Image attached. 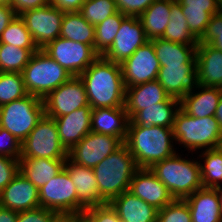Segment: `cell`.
I'll return each mask as SVG.
<instances>
[{
	"label": "cell",
	"instance_id": "obj_41",
	"mask_svg": "<svg viewBox=\"0 0 222 222\" xmlns=\"http://www.w3.org/2000/svg\"><path fill=\"white\" fill-rule=\"evenodd\" d=\"M200 43L209 44L213 48L222 51V15L217 13L211 16Z\"/></svg>",
	"mask_w": 222,
	"mask_h": 222
},
{
	"label": "cell",
	"instance_id": "obj_35",
	"mask_svg": "<svg viewBox=\"0 0 222 222\" xmlns=\"http://www.w3.org/2000/svg\"><path fill=\"white\" fill-rule=\"evenodd\" d=\"M38 50L0 43V72L22 73L33 53Z\"/></svg>",
	"mask_w": 222,
	"mask_h": 222
},
{
	"label": "cell",
	"instance_id": "obj_18",
	"mask_svg": "<svg viewBox=\"0 0 222 222\" xmlns=\"http://www.w3.org/2000/svg\"><path fill=\"white\" fill-rule=\"evenodd\" d=\"M128 191L158 210L174 200L167 187L149 168L135 171Z\"/></svg>",
	"mask_w": 222,
	"mask_h": 222
},
{
	"label": "cell",
	"instance_id": "obj_8",
	"mask_svg": "<svg viewBox=\"0 0 222 222\" xmlns=\"http://www.w3.org/2000/svg\"><path fill=\"white\" fill-rule=\"evenodd\" d=\"M47 158L66 160L68 151L61 144L54 118L43 115L21 143L20 159Z\"/></svg>",
	"mask_w": 222,
	"mask_h": 222
},
{
	"label": "cell",
	"instance_id": "obj_39",
	"mask_svg": "<svg viewBox=\"0 0 222 222\" xmlns=\"http://www.w3.org/2000/svg\"><path fill=\"white\" fill-rule=\"evenodd\" d=\"M117 11L115 0H85L79 13L87 22L96 26Z\"/></svg>",
	"mask_w": 222,
	"mask_h": 222
},
{
	"label": "cell",
	"instance_id": "obj_15",
	"mask_svg": "<svg viewBox=\"0 0 222 222\" xmlns=\"http://www.w3.org/2000/svg\"><path fill=\"white\" fill-rule=\"evenodd\" d=\"M148 40L142 23L136 16H126L120 25L113 44L102 55L105 59L121 64Z\"/></svg>",
	"mask_w": 222,
	"mask_h": 222
},
{
	"label": "cell",
	"instance_id": "obj_51",
	"mask_svg": "<svg viewBox=\"0 0 222 222\" xmlns=\"http://www.w3.org/2000/svg\"><path fill=\"white\" fill-rule=\"evenodd\" d=\"M81 214H57L51 222H74Z\"/></svg>",
	"mask_w": 222,
	"mask_h": 222
},
{
	"label": "cell",
	"instance_id": "obj_50",
	"mask_svg": "<svg viewBox=\"0 0 222 222\" xmlns=\"http://www.w3.org/2000/svg\"><path fill=\"white\" fill-rule=\"evenodd\" d=\"M18 212L0 206V222H16Z\"/></svg>",
	"mask_w": 222,
	"mask_h": 222
},
{
	"label": "cell",
	"instance_id": "obj_16",
	"mask_svg": "<svg viewBox=\"0 0 222 222\" xmlns=\"http://www.w3.org/2000/svg\"><path fill=\"white\" fill-rule=\"evenodd\" d=\"M157 81L170 97L181 100L199 85L196 63L160 66Z\"/></svg>",
	"mask_w": 222,
	"mask_h": 222
},
{
	"label": "cell",
	"instance_id": "obj_46",
	"mask_svg": "<svg viewBox=\"0 0 222 222\" xmlns=\"http://www.w3.org/2000/svg\"><path fill=\"white\" fill-rule=\"evenodd\" d=\"M57 215L55 211L38 207L32 210L18 212L16 222H51Z\"/></svg>",
	"mask_w": 222,
	"mask_h": 222
},
{
	"label": "cell",
	"instance_id": "obj_4",
	"mask_svg": "<svg viewBox=\"0 0 222 222\" xmlns=\"http://www.w3.org/2000/svg\"><path fill=\"white\" fill-rule=\"evenodd\" d=\"M180 153L155 163L149 169L167 187L174 199L184 200L203 188L199 161L182 158Z\"/></svg>",
	"mask_w": 222,
	"mask_h": 222
},
{
	"label": "cell",
	"instance_id": "obj_55",
	"mask_svg": "<svg viewBox=\"0 0 222 222\" xmlns=\"http://www.w3.org/2000/svg\"><path fill=\"white\" fill-rule=\"evenodd\" d=\"M217 192H218L220 206H221V211H222V189H217Z\"/></svg>",
	"mask_w": 222,
	"mask_h": 222
},
{
	"label": "cell",
	"instance_id": "obj_3",
	"mask_svg": "<svg viewBox=\"0 0 222 222\" xmlns=\"http://www.w3.org/2000/svg\"><path fill=\"white\" fill-rule=\"evenodd\" d=\"M137 169L133 155L123 144L93 168L100 197L109 203L113 198L128 191Z\"/></svg>",
	"mask_w": 222,
	"mask_h": 222
},
{
	"label": "cell",
	"instance_id": "obj_56",
	"mask_svg": "<svg viewBox=\"0 0 222 222\" xmlns=\"http://www.w3.org/2000/svg\"><path fill=\"white\" fill-rule=\"evenodd\" d=\"M218 13L222 15V0H218Z\"/></svg>",
	"mask_w": 222,
	"mask_h": 222
},
{
	"label": "cell",
	"instance_id": "obj_45",
	"mask_svg": "<svg viewBox=\"0 0 222 222\" xmlns=\"http://www.w3.org/2000/svg\"><path fill=\"white\" fill-rule=\"evenodd\" d=\"M155 0H115L117 10L126 16L139 17Z\"/></svg>",
	"mask_w": 222,
	"mask_h": 222
},
{
	"label": "cell",
	"instance_id": "obj_25",
	"mask_svg": "<svg viewBox=\"0 0 222 222\" xmlns=\"http://www.w3.org/2000/svg\"><path fill=\"white\" fill-rule=\"evenodd\" d=\"M168 97L169 95L157 80L127 87L125 107L129 119L139 110L164 102Z\"/></svg>",
	"mask_w": 222,
	"mask_h": 222
},
{
	"label": "cell",
	"instance_id": "obj_1",
	"mask_svg": "<svg viewBox=\"0 0 222 222\" xmlns=\"http://www.w3.org/2000/svg\"><path fill=\"white\" fill-rule=\"evenodd\" d=\"M91 108L124 107L126 87L119 63L100 55L79 75Z\"/></svg>",
	"mask_w": 222,
	"mask_h": 222
},
{
	"label": "cell",
	"instance_id": "obj_57",
	"mask_svg": "<svg viewBox=\"0 0 222 222\" xmlns=\"http://www.w3.org/2000/svg\"><path fill=\"white\" fill-rule=\"evenodd\" d=\"M217 87L222 91V81Z\"/></svg>",
	"mask_w": 222,
	"mask_h": 222
},
{
	"label": "cell",
	"instance_id": "obj_23",
	"mask_svg": "<svg viewBox=\"0 0 222 222\" xmlns=\"http://www.w3.org/2000/svg\"><path fill=\"white\" fill-rule=\"evenodd\" d=\"M192 222H222V211L216 188H201L184 199Z\"/></svg>",
	"mask_w": 222,
	"mask_h": 222
},
{
	"label": "cell",
	"instance_id": "obj_36",
	"mask_svg": "<svg viewBox=\"0 0 222 222\" xmlns=\"http://www.w3.org/2000/svg\"><path fill=\"white\" fill-rule=\"evenodd\" d=\"M125 17L126 15L117 11L115 14L109 16L103 22H100L95 26L94 50L99 55H103L113 44L114 38Z\"/></svg>",
	"mask_w": 222,
	"mask_h": 222
},
{
	"label": "cell",
	"instance_id": "obj_40",
	"mask_svg": "<svg viewBox=\"0 0 222 222\" xmlns=\"http://www.w3.org/2000/svg\"><path fill=\"white\" fill-rule=\"evenodd\" d=\"M157 222H192L188 203L185 200L174 199L158 210Z\"/></svg>",
	"mask_w": 222,
	"mask_h": 222
},
{
	"label": "cell",
	"instance_id": "obj_54",
	"mask_svg": "<svg viewBox=\"0 0 222 222\" xmlns=\"http://www.w3.org/2000/svg\"><path fill=\"white\" fill-rule=\"evenodd\" d=\"M12 0H0V5L11 6Z\"/></svg>",
	"mask_w": 222,
	"mask_h": 222
},
{
	"label": "cell",
	"instance_id": "obj_52",
	"mask_svg": "<svg viewBox=\"0 0 222 222\" xmlns=\"http://www.w3.org/2000/svg\"><path fill=\"white\" fill-rule=\"evenodd\" d=\"M214 116L217 119V121L222 129V96L220 98L219 104L217 105V109L215 111Z\"/></svg>",
	"mask_w": 222,
	"mask_h": 222
},
{
	"label": "cell",
	"instance_id": "obj_27",
	"mask_svg": "<svg viewBox=\"0 0 222 222\" xmlns=\"http://www.w3.org/2000/svg\"><path fill=\"white\" fill-rule=\"evenodd\" d=\"M198 83L217 87L222 81V51L205 43H198L196 49Z\"/></svg>",
	"mask_w": 222,
	"mask_h": 222
},
{
	"label": "cell",
	"instance_id": "obj_31",
	"mask_svg": "<svg viewBox=\"0 0 222 222\" xmlns=\"http://www.w3.org/2000/svg\"><path fill=\"white\" fill-rule=\"evenodd\" d=\"M174 0H155L138 18L148 40L162 38Z\"/></svg>",
	"mask_w": 222,
	"mask_h": 222
},
{
	"label": "cell",
	"instance_id": "obj_12",
	"mask_svg": "<svg viewBox=\"0 0 222 222\" xmlns=\"http://www.w3.org/2000/svg\"><path fill=\"white\" fill-rule=\"evenodd\" d=\"M45 115L51 118L69 114L88 106L85 86L79 76H72L64 84L43 98Z\"/></svg>",
	"mask_w": 222,
	"mask_h": 222
},
{
	"label": "cell",
	"instance_id": "obj_9",
	"mask_svg": "<svg viewBox=\"0 0 222 222\" xmlns=\"http://www.w3.org/2000/svg\"><path fill=\"white\" fill-rule=\"evenodd\" d=\"M72 76H79L100 55L85 43L58 37L42 49Z\"/></svg>",
	"mask_w": 222,
	"mask_h": 222
},
{
	"label": "cell",
	"instance_id": "obj_19",
	"mask_svg": "<svg viewBox=\"0 0 222 222\" xmlns=\"http://www.w3.org/2000/svg\"><path fill=\"white\" fill-rule=\"evenodd\" d=\"M0 206L16 212L40 207L39 189L18 172L0 192Z\"/></svg>",
	"mask_w": 222,
	"mask_h": 222
},
{
	"label": "cell",
	"instance_id": "obj_26",
	"mask_svg": "<svg viewBox=\"0 0 222 222\" xmlns=\"http://www.w3.org/2000/svg\"><path fill=\"white\" fill-rule=\"evenodd\" d=\"M181 109V101L168 97L164 102L139 110L128 125L160 126L173 128L177 112Z\"/></svg>",
	"mask_w": 222,
	"mask_h": 222
},
{
	"label": "cell",
	"instance_id": "obj_10",
	"mask_svg": "<svg viewBox=\"0 0 222 222\" xmlns=\"http://www.w3.org/2000/svg\"><path fill=\"white\" fill-rule=\"evenodd\" d=\"M39 203L57 214H77V192L65 168L39 189Z\"/></svg>",
	"mask_w": 222,
	"mask_h": 222
},
{
	"label": "cell",
	"instance_id": "obj_6",
	"mask_svg": "<svg viewBox=\"0 0 222 222\" xmlns=\"http://www.w3.org/2000/svg\"><path fill=\"white\" fill-rule=\"evenodd\" d=\"M22 75L27 93L41 99L72 77L42 49L33 53Z\"/></svg>",
	"mask_w": 222,
	"mask_h": 222
},
{
	"label": "cell",
	"instance_id": "obj_47",
	"mask_svg": "<svg viewBox=\"0 0 222 222\" xmlns=\"http://www.w3.org/2000/svg\"><path fill=\"white\" fill-rule=\"evenodd\" d=\"M50 4L49 0H12L11 7L16 16L36 8L44 7Z\"/></svg>",
	"mask_w": 222,
	"mask_h": 222
},
{
	"label": "cell",
	"instance_id": "obj_43",
	"mask_svg": "<svg viewBox=\"0 0 222 222\" xmlns=\"http://www.w3.org/2000/svg\"><path fill=\"white\" fill-rule=\"evenodd\" d=\"M0 155L18 160L21 157V143L2 127H0Z\"/></svg>",
	"mask_w": 222,
	"mask_h": 222
},
{
	"label": "cell",
	"instance_id": "obj_21",
	"mask_svg": "<svg viewBox=\"0 0 222 222\" xmlns=\"http://www.w3.org/2000/svg\"><path fill=\"white\" fill-rule=\"evenodd\" d=\"M129 116L126 107L92 108L91 131L119 138H127Z\"/></svg>",
	"mask_w": 222,
	"mask_h": 222
},
{
	"label": "cell",
	"instance_id": "obj_34",
	"mask_svg": "<svg viewBox=\"0 0 222 222\" xmlns=\"http://www.w3.org/2000/svg\"><path fill=\"white\" fill-rule=\"evenodd\" d=\"M198 155L203 188H217L222 184V147L202 150Z\"/></svg>",
	"mask_w": 222,
	"mask_h": 222
},
{
	"label": "cell",
	"instance_id": "obj_11",
	"mask_svg": "<svg viewBox=\"0 0 222 222\" xmlns=\"http://www.w3.org/2000/svg\"><path fill=\"white\" fill-rule=\"evenodd\" d=\"M64 14L65 12L50 3L26 11L20 17L24 20L38 49H43L60 36Z\"/></svg>",
	"mask_w": 222,
	"mask_h": 222
},
{
	"label": "cell",
	"instance_id": "obj_20",
	"mask_svg": "<svg viewBox=\"0 0 222 222\" xmlns=\"http://www.w3.org/2000/svg\"><path fill=\"white\" fill-rule=\"evenodd\" d=\"M91 113L92 108L88 105L54 118L60 142L67 151L78 144L91 131Z\"/></svg>",
	"mask_w": 222,
	"mask_h": 222
},
{
	"label": "cell",
	"instance_id": "obj_24",
	"mask_svg": "<svg viewBox=\"0 0 222 222\" xmlns=\"http://www.w3.org/2000/svg\"><path fill=\"white\" fill-rule=\"evenodd\" d=\"M198 89V92L196 91ZM196 91V93H195ZM222 91L218 87L198 85L187 93L181 101V109L191 117L214 116Z\"/></svg>",
	"mask_w": 222,
	"mask_h": 222
},
{
	"label": "cell",
	"instance_id": "obj_30",
	"mask_svg": "<svg viewBox=\"0 0 222 222\" xmlns=\"http://www.w3.org/2000/svg\"><path fill=\"white\" fill-rule=\"evenodd\" d=\"M160 66L196 63L197 45H185L162 38L151 40Z\"/></svg>",
	"mask_w": 222,
	"mask_h": 222
},
{
	"label": "cell",
	"instance_id": "obj_28",
	"mask_svg": "<svg viewBox=\"0 0 222 222\" xmlns=\"http://www.w3.org/2000/svg\"><path fill=\"white\" fill-rule=\"evenodd\" d=\"M187 20L192 35L199 41L210 22L218 13V0H177Z\"/></svg>",
	"mask_w": 222,
	"mask_h": 222
},
{
	"label": "cell",
	"instance_id": "obj_33",
	"mask_svg": "<svg viewBox=\"0 0 222 222\" xmlns=\"http://www.w3.org/2000/svg\"><path fill=\"white\" fill-rule=\"evenodd\" d=\"M169 20L162 39L185 45H197L199 43L190 32L183 10L177 1L171 5Z\"/></svg>",
	"mask_w": 222,
	"mask_h": 222
},
{
	"label": "cell",
	"instance_id": "obj_37",
	"mask_svg": "<svg viewBox=\"0 0 222 222\" xmlns=\"http://www.w3.org/2000/svg\"><path fill=\"white\" fill-rule=\"evenodd\" d=\"M0 43L12 45L22 49H38L31 33L26 28L24 20L20 16L9 23L0 37Z\"/></svg>",
	"mask_w": 222,
	"mask_h": 222
},
{
	"label": "cell",
	"instance_id": "obj_53",
	"mask_svg": "<svg viewBox=\"0 0 222 222\" xmlns=\"http://www.w3.org/2000/svg\"><path fill=\"white\" fill-rule=\"evenodd\" d=\"M74 222H91L84 214H81Z\"/></svg>",
	"mask_w": 222,
	"mask_h": 222
},
{
	"label": "cell",
	"instance_id": "obj_32",
	"mask_svg": "<svg viewBox=\"0 0 222 222\" xmlns=\"http://www.w3.org/2000/svg\"><path fill=\"white\" fill-rule=\"evenodd\" d=\"M59 37L85 43L94 49L95 26L87 22L79 12H65Z\"/></svg>",
	"mask_w": 222,
	"mask_h": 222
},
{
	"label": "cell",
	"instance_id": "obj_49",
	"mask_svg": "<svg viewBox=\"0 0 222 222\" xmlns=\"http://www.w3.org/2000/svg\"><path fill=\"white\" fill-rule=\"evenodd\" d=\"M16 14L14 13L11 6L0 5V37L9 23L15 18Z\"/></svg>",
	"mask_w": 222,
	"mask_h": 222
},
{
	"label": "cell",
	"instance_id": "obj_5",
	"mask_svg": "<svg viewBox=\"0 0 222 222\" xmlns=\"http://www.w3.org/2000/svg\"><path fill=\"white\" fill-rule=\"evenodd\" d=\"M173 133L175 144L183 145L187 151L222 147V129L215 116L191 117L180 109L174 120Z\"/></svg>",
	"mask_w": 222,
	"mask_h": 222
},
{
	"label": "cell",
	"instance_id": "obj_29",
	"mask_svg": "<svg viewBox=\"0 0 222 222\" xmlns=\"http://www.w3.org/2000/svg\"><path fill=\"white\" fill-rule=\"evenodd\" d=\"M65 161L47 158L19 159V172L40 189L63 170Z\"/></svg>",
	"mask_w": 222,
	"mask_h": 222
},
{
	"label": "cell",
	"instance_id": "obj_48",
	"mask_svg": "<svg viewBox=\"0 0 222 222\" xmlns=\"http://www.w3.org/2000/svg\"><path fill=\"white\" fill-rule=\"evenodd\" d=\"M85 0H49L53 6L63 12H79Z\"/></svg>",
	"mask_w": 222,
	"mask_h": 222
},
{
	"label": "cell",
	"instance_id": "obj_17",
	"mask_svg": "<svg viewBox=\"0 0 222 222\" xmlns=\"http://www.w3.org/2000/svg\"><path fill=\"white\" fill-rule=\"evenodd\" d=\"M64 168L77 192V214H83L86 208L106 204L99 195L93 168L76 164L69 158L66 159Z\"/></svg>",
	"mask_w": 222,
	"mask_h": 222
},
{
	"label": "cell",
	"instance_id": "obj_42",
	"mask_svg": "<svg viewBox=\"0 0 222 222\" xmlns=\"http://www.w3.org/2000/svg\"><path fill=\"white\" fill-rule=\"evenodd\" d=\"M91 222H121L109 203L86 208L83 213Z\"/></svg>",
	"mask_w": 222,
	"mask_h": 222
},
{
	"label": "cell",
	"instance_id": "obj_14",
	"mask_svg": "<svg viewBox=\"0 0 222 222\" xmlns=\"http://www.w3.org/2000/svg\"><path fill=\"white\" fill-rule=\"evenodd\" d=\"M120 65L126 88L157 80L160 64L153 42L147 41Z\"/></svg>",
	"mask_w": 222,
	"mask_h": 222
},
{
	"label": "cell",
	"instance_id": "obj_22",
	"mask_svg": "<svg viewBox=\"0 0 222 222\" xmlns=\"http://www.w3.org/2000/svg\"><path fill=\"white\" fill-rule=\"evenodd\" d=\"M109 204L121 222H157L158 209L129 191L113 198Z\"/></svg>",
	"mask_w": 222,
	"mask_h": 222
},
{
	"label": "cell",
	"instance_id": "obj_44",
	"mask_svg": "<svg viewBox=\"0 0 222 222\" xmlns=\"http://www.w3.org/2000/svg\"><path fill=\"white\" fill-rule=\"evenodd\" d=\"M19 172V160L0 155V192Z\"/></svg>",
	"mask_w": 222,
	"mask_h": 222
},
{
	"label": "cell",
	"instance_id": "obj_2",
	"mask_svg": "<svg viewBox=\"0 0 222 222\" xmlns=\"http://www.w3.org/2000/svg\"><path fill=\"white\" fill-rule=\"evenodd\" d=\"M173 128L128 125L124 144L134 157L138 168H150L176 154Z\"/></svg>",
	"mask_w": 222,
	"mask_h": 222
},
{
	"label": "cell",
	"instance_id": "obj_38",
	"mask_svg": "<svg viewBox=\"0 0 222 222\" xmlns=\"http://www.w3.org/2000/svg\"><path fill=\"white\" fill-rule=\"evenodd\" d=\"M26 95L22 73L0 72V107Z\"/></svg>",
	"mask_w": 222,
	"mask_h": 222
},
{
	"label": "cell",
	"instance_id": "obj_13",
	"mask_svg": "<svg viewBox=\"0 0 222 222\" xmlns=\"http://www.w3.org/2000/svg\"><path fill=\"white\" fill-rule=\"evenodd\" d=\"M123 144L117 137L90 131L68 151V158L76 164L94 168Z\"/></svg>",
	"mask_w": 222,
	"mask_h": 222
},
{
	"label": "cell",
	"instance_id": "obj_7",
	"mask_svg": "<svg viewBox=\"0 0 222 222\" xmlns=\"http://www.w3.org/2000/svg\"><path fill=\"white\" fill-rule=\"evenodd\" d=\"M44 114L43 99L28 94L0 107V127L22 143Z\"/></svg>",
	"mask_w": 222,
	"mask_h": 222
}]
</instances>
